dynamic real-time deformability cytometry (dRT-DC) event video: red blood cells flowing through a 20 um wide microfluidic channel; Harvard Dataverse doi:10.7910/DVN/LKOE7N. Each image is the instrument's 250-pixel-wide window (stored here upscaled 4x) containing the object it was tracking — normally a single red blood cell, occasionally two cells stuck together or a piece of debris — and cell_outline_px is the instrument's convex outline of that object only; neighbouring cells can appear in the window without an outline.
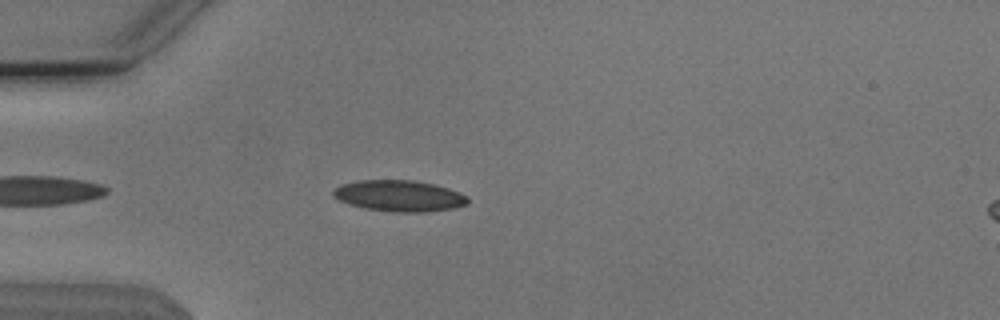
{"species": "Egyptian fruit bat (a non-hibernating species)", "species_latin": "Rousettus aegyptiacus", "temperature_condition": "cold", "stored_images_in_passage": 40, "camera_frame_rate_fps": 3000, "um_per_image_px": 0.085, "animal": {"sex": "male"}, "frame": {"image": 1, "passage_image": 4, "time_ms": 1.0, "image_size_px": [1000, 320], "cell_outline_px": [[468, 204], [452, 208], [428, 212], [392, 212], [364, 208], [348, 204], [332, 196], [332, 192], [340, 184], [360, 180], [412, 180], [436, 184], [460, 192], [468, 196]], "centroid_in_image_um": [33.94, 16.65], "position_along_channel_um": 51.1, "area_um2": 24.62}}
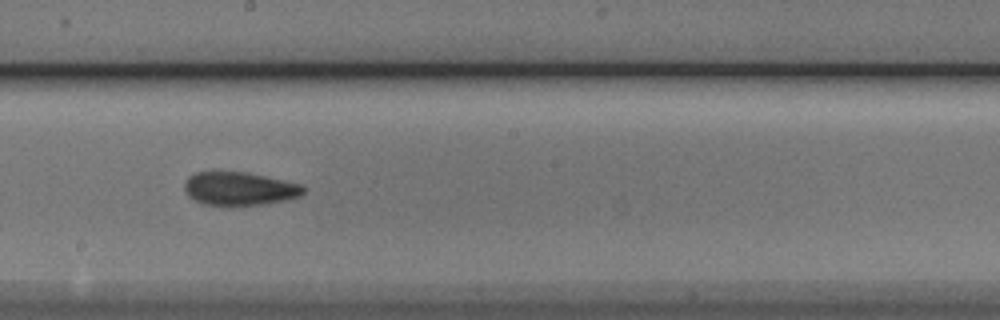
{"frame": {"image": 2, "passage_image": 19, "time_ms": 6.0, "image_size_px": [1000, 320], "cell_outline_px": [[304, 192], [300, 196], [284, 200], [260, 204], [204, 204], [192, 200], [188, 196], [184, 188], [184, 180], [188, 176], [196, 172], [248, 172], [300, 184], [304, 188]], "centroid_in_image_um": [20.3, 16.01], "position_along_channel_um": 227.9, "area_um2": 22.77}}
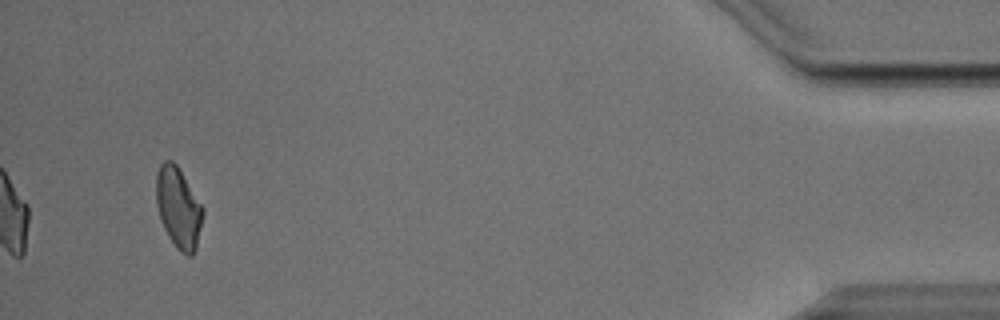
{"frame": {"image": 3, "passage_image": 40, "time_ms": 13.0, "image_size_px": [1000, 320], "cell_outline_px": [[204, 212], [196, 248], [192, 256], [188, 256], [180, 252], [176, 248], [168, 236], [160, 220], [156, 204], [156, 172], [160, 164], [164, 160], [172, 160], [176, 164], [204, 208]], "centroid_in_image_um": [15.15, 17.66], "position_along_channel_um": 420.0, "area_um2": 22.08}, "authors_computed_cell_mechanics": {"area_um2": 22.8599, "velocity_mm_per_s": 3.7984, "shape_relaxation_time_tau1_ms": 4.9487, "shape_relaxation_time_tau2_ms": 2.5899, "deformation_change_tau1": 0.1309, "deformation_change_tau2": 0.0908}}